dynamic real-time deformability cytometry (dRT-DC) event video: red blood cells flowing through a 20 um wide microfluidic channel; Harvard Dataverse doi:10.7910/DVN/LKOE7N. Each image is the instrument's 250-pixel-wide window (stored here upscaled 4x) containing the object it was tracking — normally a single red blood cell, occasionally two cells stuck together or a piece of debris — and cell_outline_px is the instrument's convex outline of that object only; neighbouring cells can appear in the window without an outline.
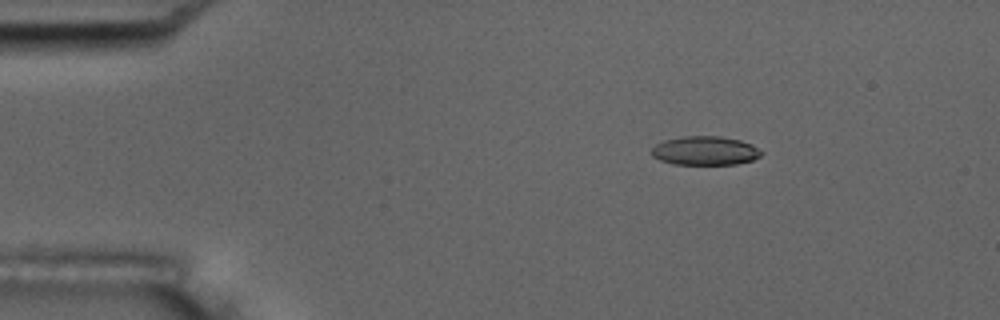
{"species": "common noctule bat (a hibernating species)", "species_latin": "Nyctalus noctula", "temperature_condition": "room temperature", "stored_images_in_passage": 3, "camera_frame_rate_fps": 3000, "um_per_image_px": 0.085, "animal": {"sex": "male", "body_mass_g": 17.5, "forearm_length_mm": 52.3}, "frame": {"image": 1, "passage_image": 1, "time_ms": 0.0, "image_size_px": [1000, 320], "cell_outline_px": [[764, 152], [760, 156], [752, 160], [736, 164], [672, 164], [660, 160], [652, 156], [652, 148], [656, 144], [664, 140], [684, 136], [720, 136], [740, 140], [752, 144]], "centroid_in_image_um": [59.94, 12.81], "position_along_channel_um": 25.1, "area_um2": 18.5}}